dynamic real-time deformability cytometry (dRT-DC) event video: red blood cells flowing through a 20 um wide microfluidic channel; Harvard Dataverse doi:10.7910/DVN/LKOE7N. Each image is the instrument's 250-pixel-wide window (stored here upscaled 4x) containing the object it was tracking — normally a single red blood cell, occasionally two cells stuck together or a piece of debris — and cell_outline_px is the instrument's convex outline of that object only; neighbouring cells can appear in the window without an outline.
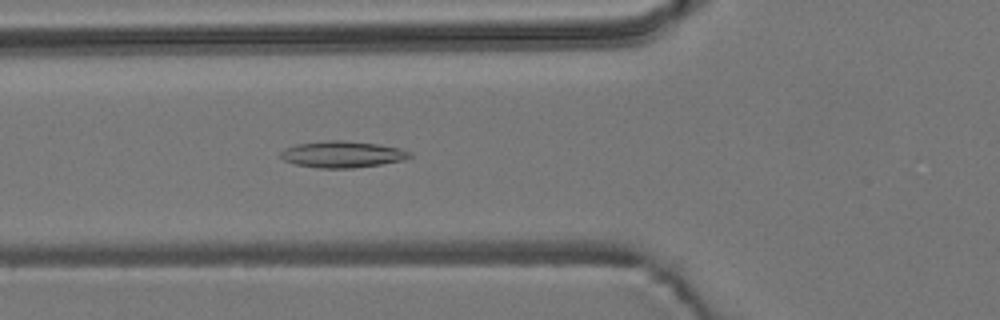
{"species": "common noctule bat (a hibernating species)", "species_latin": "Nyctalus noctula", "temperature_condition": "room temperature", "stored_images_in_passage": 45, "camera_frame_rate_fps": 3000, "um_per_image_px": 0.085, "animal": {"sex": "male", "body_mass_g": 19.2, "forearm_length_mm": 51.8}, "frame": {"image": 1, "passage_image": 10, "time_ms": 3.0, "image_size_px": [1000, 320], "cell_outline_px": [[412, 156], [404, 160], [380, 164], [352, 168], [320, 168], [296, 164], [284, 160], [280, 156], [280, 152], [284, 148], [296, 144], [328, 140], [344, 140], [376, 144], [400, 148], [412, 152]], "centroid_in_image_um": [29.1, 13.11], "position_along_channel_um": 96.7, "area_um2": 19.88}}
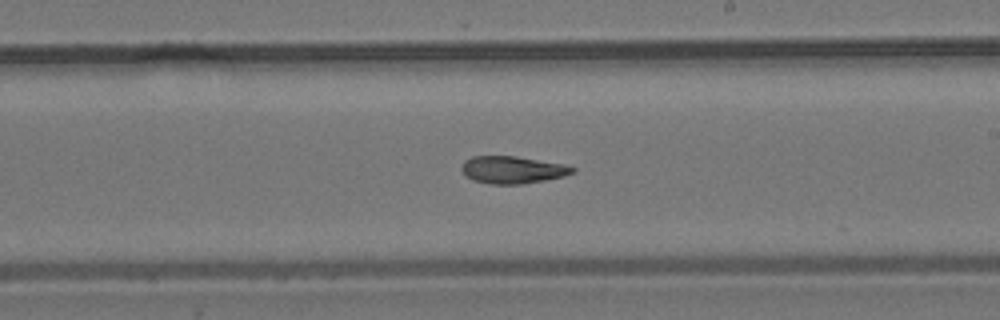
{"frame": {"image": 2, "passage_image": 22, "time_ms": 7.0, "image_size_px": [1000, 320], "cell_outline_px": [[576, 172], [564, 176], [544, 180], [520, 184], [492, 184], [472, 180], [464, 176], [460, 168], [464, 160], [472, 156], [516, 156], [564, 164], [576, 168]], "centroid_in_image_um": [43.54, 14.43], "position_along_channel_um": 245.5, "area_um2": 17.8}}
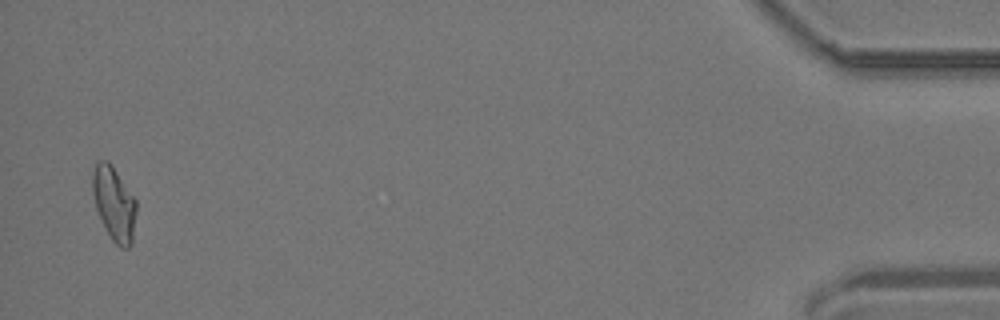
{"frame": {"image": 3, "passage_image": 44, "time_ms": 14.333, "image_size_px": [1000, 320], "cell_outline_px": [[136, 212], [132, 244], [128, 248], [120, 248], [112, 240], [96, 208], [92, 192], [92, 176], [96, 160], [108, 160], [112, 164], [136, 200]], "centroid_in_image_um": [9.7, 17.28], "position_along_channel_um": 425.5, "area_um2": 18.84}, "authors_computed_cell_mechanics": {"area_um2": 18.207, "velocity_mm_per_s": 3.7051, "shape_relaxation_time_tau1_ms": null, "shape_relaxation_time_tau2_ms": 4.1597, "deformation_change_tau1": null, "deformation_change_tau2": 0.0974}}